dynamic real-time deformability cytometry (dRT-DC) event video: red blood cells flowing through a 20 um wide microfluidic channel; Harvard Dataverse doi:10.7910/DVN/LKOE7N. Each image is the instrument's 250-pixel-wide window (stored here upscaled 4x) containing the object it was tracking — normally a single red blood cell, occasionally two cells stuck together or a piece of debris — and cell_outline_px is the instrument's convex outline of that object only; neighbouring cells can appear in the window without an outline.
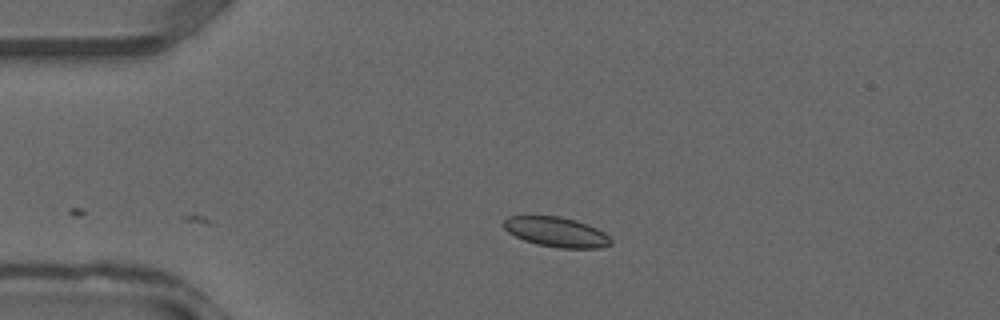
{"species": "common noctule bat (a hibernating species)", "species_latin": "Nyctalus noctula", "temperature_condition": "warm", "stored_images_in_passage": 2, "camera_frame_rate_fps": 3000, "um_per_image_px": 0.085, "animal": {"sex": "male", "forearm_length_mm": 52.5}, "frame": {"image": 1, "passage_image": 2, "time_ms": 0.333, "image_size_px": [1000, 320], "cell_outline_px": [[612, 244], [600, 248], [560, 248], [536, 244], [524, 240], [508, 232], [504, 228], [504, 220], [508, 216], [560, 216], [576, 220], [588, 224], [604, 232], [612, 240]], "centroid_in_image_um": [47.31, 19.72], "position_along_channel_um": 37.7, "area_um2": 18.67}}